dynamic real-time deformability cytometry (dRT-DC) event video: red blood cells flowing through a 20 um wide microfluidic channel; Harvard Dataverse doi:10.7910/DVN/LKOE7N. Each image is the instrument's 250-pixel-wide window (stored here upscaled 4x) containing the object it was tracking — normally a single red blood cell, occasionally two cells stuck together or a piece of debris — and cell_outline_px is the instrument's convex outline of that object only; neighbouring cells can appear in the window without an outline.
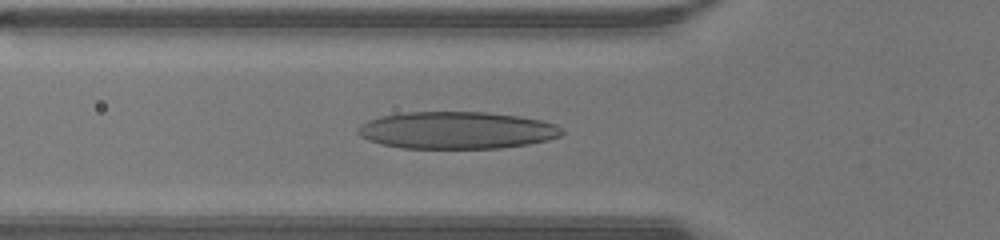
{"species": "human", "species_latin": "Homo sapiens", "temperature_condition": "warm", "stored_images_in_passage": 33, "camera_frame_rate_fps": 3000, "um_per_image_px": 0.085, "donor": {"sex": "male"}, "frame": {"image": 1, "passage_image": 7, "time_ms": 2.0, "image_size_px": [1000, 240], "cell_outline_px": [[564, 132], [560, 136], [548, 140], [528, 144], [500, 148], [400, 148], [380, 144], [368, 140], [360, 136], [356, 132], [356, 128], [360, 124], [368, 120], [380, 116], [404, 112], [488, 112], [520, 116], [544, 120], [556, 124]], "centroid_in_image_um": [38.8, 11.07], "position_along_channel_um": 87.0, "area_um2": 44.62}}
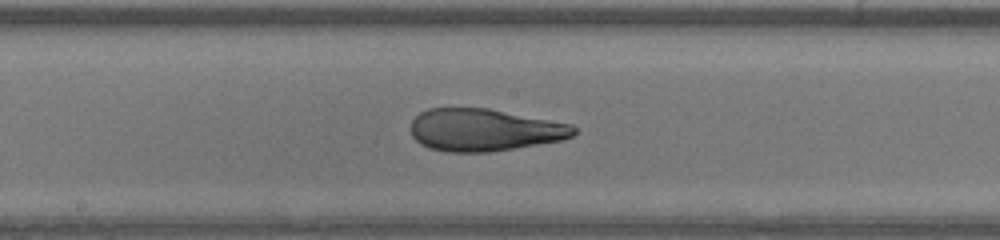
{"frame": {"image": 2, "passage_image": 15, "time_ms": 4.667, "image_size_px": [1000, 240], "cell_outline_px": [[576, 132], [572, 136], [560, 140], [488, 152], [448, 152], [428, 148], [420, 144], [412, 136], [412, 120], [420, 112], [428, 108], [488, 108], [572, 124], [576, 128]], "centroid_in_image_um": [41.13, 11.04], "position_along_channel_um": 207.1, "area_um2": 40.0}}
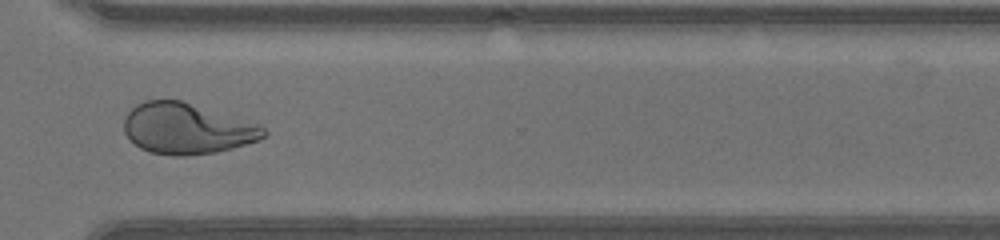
{"frame": {"image": 3, "passage_image": 25, "time_ms": 8.0, "image_size_px": [1000, 240], "cell_outline_px": [[268, 132], [264, 136], [256, 140], [232, 148], [216, 152], [184, 156], [172, 156], [152, 152], [140, 148], [124, 132], [124, 116], [136, 104], [144, 100], [180, 100], [260, 124]], "centroid_in_image_um": [15.87, 10.93], "position_along_channel_um": 354.7, "area_um2": 41.15}, "authors_computed_cell_mechanics": {"area_um2": 41.8472, "velocity_mm_per_s": 4.4517, "shape_relaxation_time_tau1_ms": 10.3324, "shape_relaxation_time_tau2_ms": 1.1202, "deformation_change_tau1": 0.415, "deformation_change_tau2": 0.0944}}